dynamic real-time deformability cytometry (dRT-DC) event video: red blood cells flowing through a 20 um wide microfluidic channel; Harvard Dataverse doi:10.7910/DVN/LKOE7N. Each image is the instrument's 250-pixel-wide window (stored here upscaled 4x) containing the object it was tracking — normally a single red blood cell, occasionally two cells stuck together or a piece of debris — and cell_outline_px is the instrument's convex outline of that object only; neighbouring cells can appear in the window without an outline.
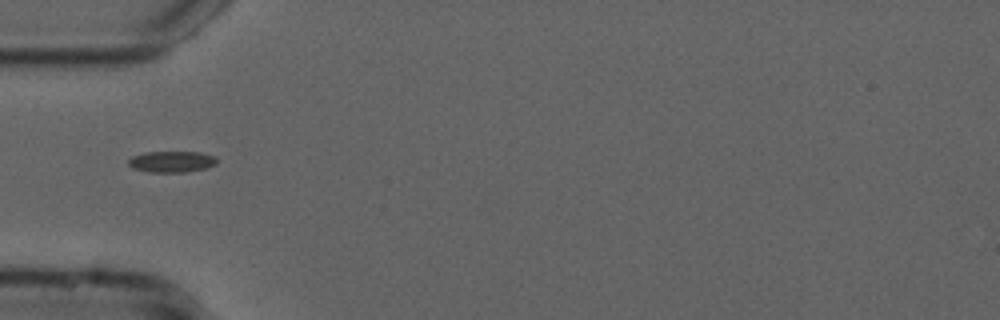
{"species": "common noctule bat (a hibernating species)", "species_latin": "Nyctalus noctula", "temperature_condition": "cold", "stored_images_in_passage": 38, "camera_frame_rate_fps": 3000, "um_per_image_px": 0.085, "animal": {"sex": "male", "forearm_length_mm": 52.5}, "frame": {"image": 1, "passage_image": 1, "time_ms": 0.0, "image_size_px": [1000, 320], "cell_outline_px": [[216, 164], [204, 168], [184, 172], [152, 172], [132, 168], [128, 164], [128, 160], [132, 156], [144, 152], [200, 152], [216, 156]], "centroid_in_image_um": [14.57, 13.73], "position_along_channel_um": 70.4, "area_um2": 10.87}}
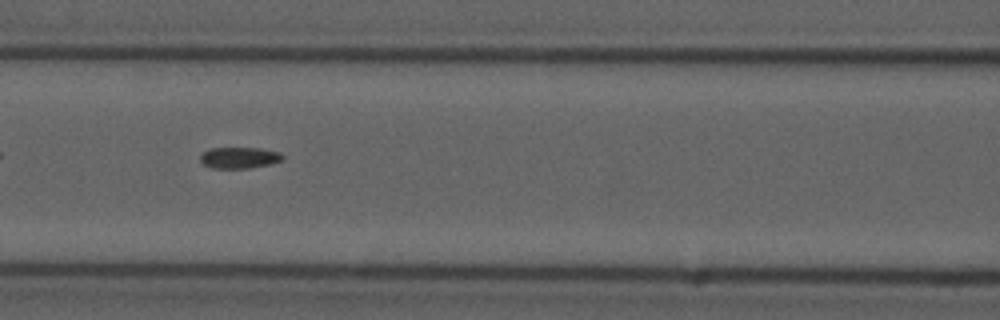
{"frame": {"image": 2, "passage_image": 7, "time_ms": 2.0, "image_size_px": [1000, 320], "cell_outline_px": [[284, 160], [272, 164], [248, 168], [212, 168], [204, 164], [200, 160], [200, 156], [204, 152], [212, 148], [260, 148], [280, 152], [284, 156]], "centroid_in_image_um": [20.4, 13.41], "position_along_channel_um": 146.2, "area_um2": 10.23}}
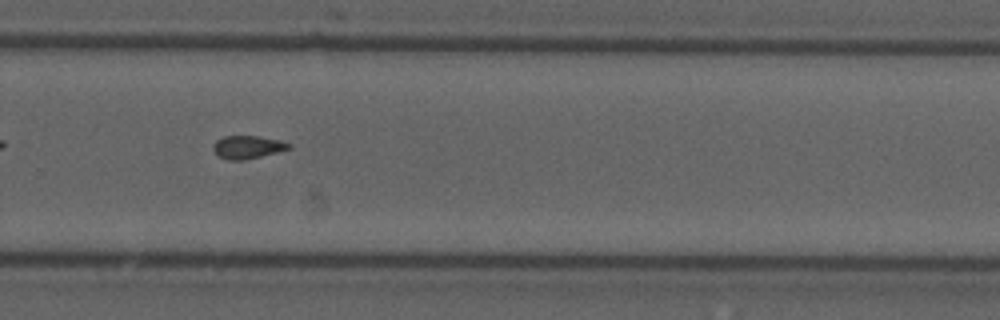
{"frame": {"image": 3, "passage_image": 20, "time_ms": 6.333, "image_size_px": [1000, 320], "cell_outline_px": [[292, 148], [244, 160], [228, 160], [220, 156], [212, 148], [212, 144], [216, 140], [224, 136], [256, 136], [280, 140], [292, 144]], "centroid_in_image_um": [21.05, 12.49], "position_along_channel_um": 308.8, "area_um2": 10.06}, "authors_computed_cell_mechanics": {"area_um2": 10.2884, "velocity_mm_per_s": 3.7664, "shape_relaxation_time_tau1_ms": null, "shape_relaxation_time_tau2_ms": 4.4465, "deformation_change_tau1": null, "deformation_change_tau2": 0.1011}}